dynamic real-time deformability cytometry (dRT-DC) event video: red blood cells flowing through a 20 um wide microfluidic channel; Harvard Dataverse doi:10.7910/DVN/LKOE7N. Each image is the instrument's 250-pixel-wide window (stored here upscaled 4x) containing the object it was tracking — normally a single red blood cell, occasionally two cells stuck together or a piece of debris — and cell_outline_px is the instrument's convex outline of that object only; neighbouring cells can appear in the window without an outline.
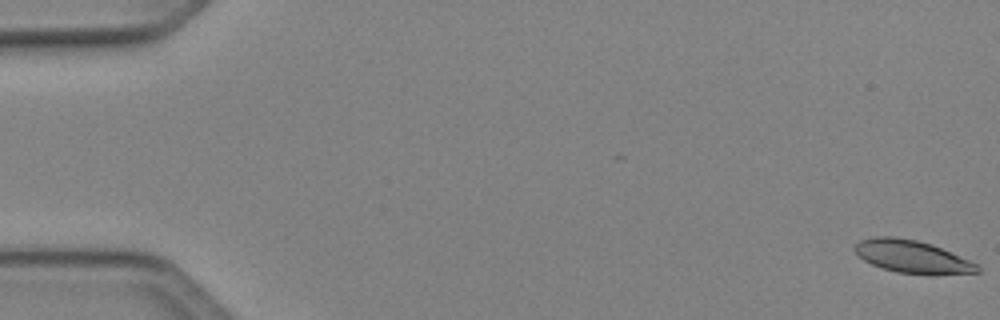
{"species": "Egyptian fruit bat (a non-hibernating species)", "species_latin": "Rousettus aegyptiacus", "temperature_condition": "cold", "stored_images_in_passage": 8, "camera_frame_rate_fps": 3000, "um_per_image_px": 0.085, "animal": {"sex": "female"}, "frame": {"image": 1, "passage_image": 1, "time_ms": 0.0, "image_size_px": [1000, 320], "cell_outline_px": [[980, 272], [936, 276], [928, 276], [896, 272], [872, 264], [864, 260], [856, 252], [856, 244], [860, 240], [872, 236], [892, 236], [916, 240], [932, 244], [968, 260], [976, 264], [980, 268]], "centroid_in_image_um": [77.57, 21.84], "position_along_channel_um": 7.4, "area_um2": 23.47}}